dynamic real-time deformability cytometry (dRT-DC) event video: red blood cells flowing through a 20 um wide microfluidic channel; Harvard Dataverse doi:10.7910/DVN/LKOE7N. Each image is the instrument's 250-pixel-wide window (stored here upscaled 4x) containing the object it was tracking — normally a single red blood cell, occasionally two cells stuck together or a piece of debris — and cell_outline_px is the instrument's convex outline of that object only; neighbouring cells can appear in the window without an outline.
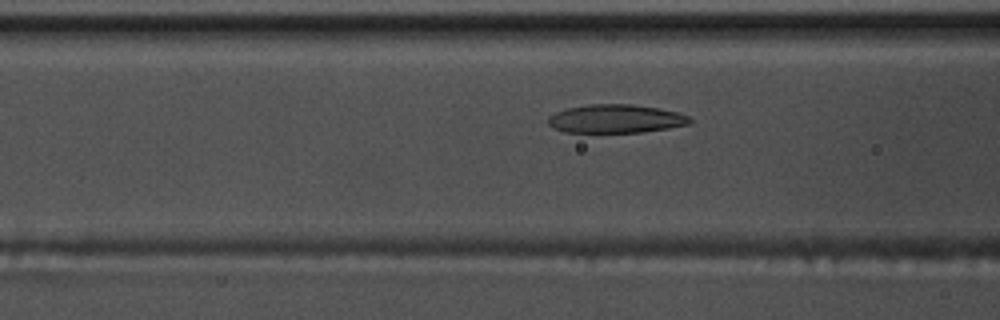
{"species": "common noctule bat (a hibernating species)", "species_latin": "Nyctalus noctula", "temperature_condition": "warm", "stored_images_in_passage": 52, "camera_frame_rate_fps": 3000, "um_per_image_px": 0.085, "animal": {"sex": "male", "body_mass_g": 17.5, "forearm_length_mm": 52.3}, "frame": {"image": 1, "passage_image": 19, "time_ms": 6.0, "image_size_px": [1000, 320], "cell_outline_px": [[692, 120], [688, 124], [668, 128], [640, 132], [568, 132], [552, 128], [548, 124], [548, 116], [556, 112], [568, 108], [588, 104], [628, 104], [656, 108], [676, 112], [688, 116]], "centroid_in_image_um": [52.29, 10.09], "position_along_channel_um": 114.3, "area_um2": 23.24}}
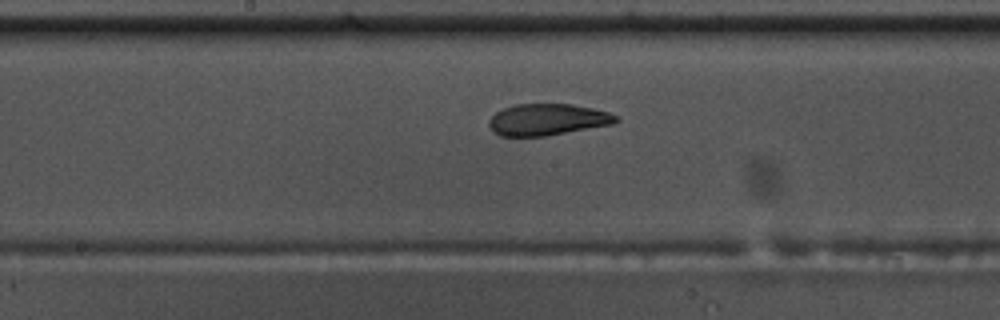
{"frame": {"image": 2, "passage_image": 26, "time_ms": 8.333, "image_size_px": [1000, 320], "cell_outline_px": [[620, 120], [612, 124], [544, 136], [500, 136], [488, 124], [488, 120], [496, 112], [504, 108], [516, 104], [572, 104], [592, 108], [608, 112], [620, 116]], "centroid_in_image_um": [46.55, 10.15], "position_along_channel_um": 201.6, "area_um2": 23.18}}
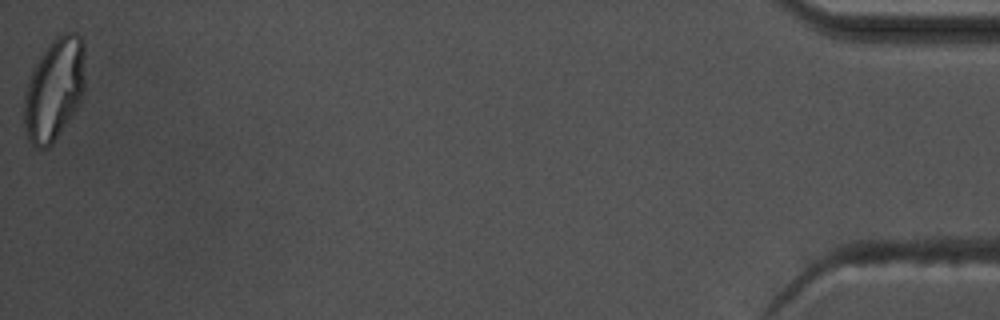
{"frame": {"image": 3, "passage_image": 52, "time_ms": 17.0, "image_size_px": [1000, 320], "cell_outline_px": [[84, 96], [76, 112], [52, 144], [48, 148], [36, 148], [28, 140], [24, 132], [24, 92], [32, 68], [48, 44], [56, 36], [64, 32], [76, 32], [84, 40]], "centroid_in_image_um": [4.62, 7.6], "position_along_channel_um": 430.6, "area_um2": 37.28}, "authors_computed_cell_mechanics": {"area_um2": 24.6517, "velocity_mm_per_s": 3.7605, "shape_relaxation_time_tau1_ms": 7.0476, "shape_relaxation_time_tau2_ms": 1.4709, "deformation_change_tau1": 0.212, "deformation_change_tau2": 0.0839}}